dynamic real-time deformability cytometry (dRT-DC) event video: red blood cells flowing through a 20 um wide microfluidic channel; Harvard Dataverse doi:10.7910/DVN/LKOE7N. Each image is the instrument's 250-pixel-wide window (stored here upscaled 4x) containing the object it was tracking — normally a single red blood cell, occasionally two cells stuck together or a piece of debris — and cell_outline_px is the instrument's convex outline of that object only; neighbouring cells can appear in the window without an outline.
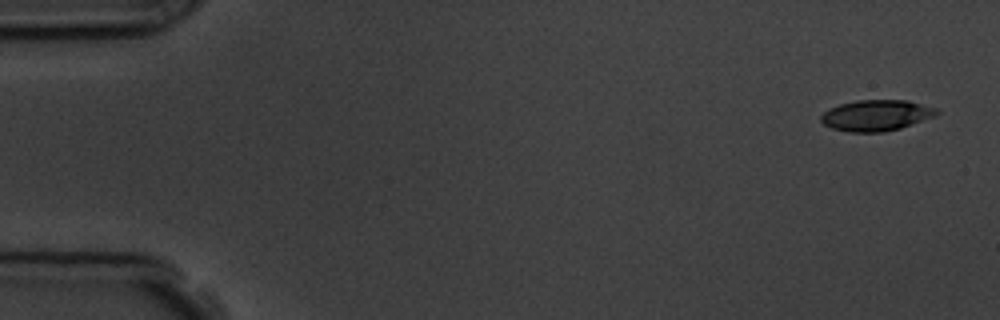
{"species": "common noctule bat (a hibernating species)", "species_latin": "Nyctalus noctula", "temperature_condition": "room temperature", "stored_images_in_passage": 5, "camera_frame_rate_fps": 3000, "um_per_image_px": 0.085, "animal": {"sex": "male", "body_mass_g": 19.5, "forearm_length_mm": 54.6}, "frame": {"image": 1, "passage_image": 1, "time_ms": 0.0, "image_size_px": [1000, 320], "cell_outline_px": [[940, 112], [936, 116], [900, 128], [884, 132], [848, 132], [832, 128], [824, 124], [820, 120], [820, 116], [828, 108], [840, 104], [856, 100], [908, 100], [936, 108]], "centroid_in_image_um": [74.48, 9.8], "position_along_channel_um": 10.5, "area_um2": 20.98}}
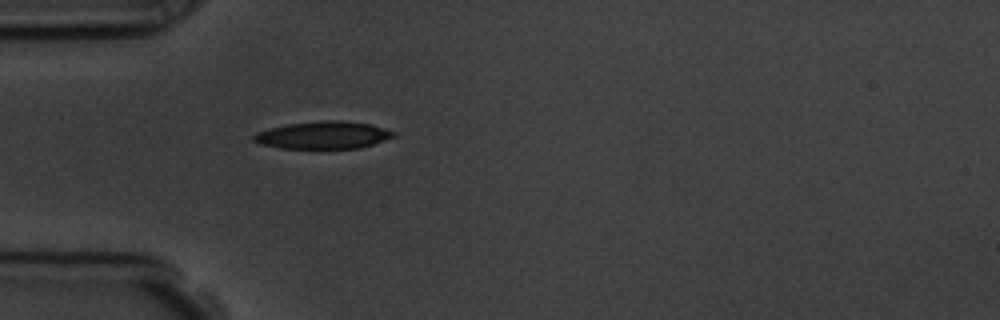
{"frame": {"image": 2, "passage_image": 5, "time_ms": 4.667, "image_size_px": [1000, 320], "cell_outline_px": [[396, 136], [360, 148], [280, 148], [260, 144], [252, 140], [252, 136], [256, 132], [288, 124], [328, 120], [340, 120], [368, 124], [384, 128], [396, 132]], "centroid_in_image_um": [27.47, 11.49], "position_along_channel_um": 57.5, "area_um2": 22.14}}